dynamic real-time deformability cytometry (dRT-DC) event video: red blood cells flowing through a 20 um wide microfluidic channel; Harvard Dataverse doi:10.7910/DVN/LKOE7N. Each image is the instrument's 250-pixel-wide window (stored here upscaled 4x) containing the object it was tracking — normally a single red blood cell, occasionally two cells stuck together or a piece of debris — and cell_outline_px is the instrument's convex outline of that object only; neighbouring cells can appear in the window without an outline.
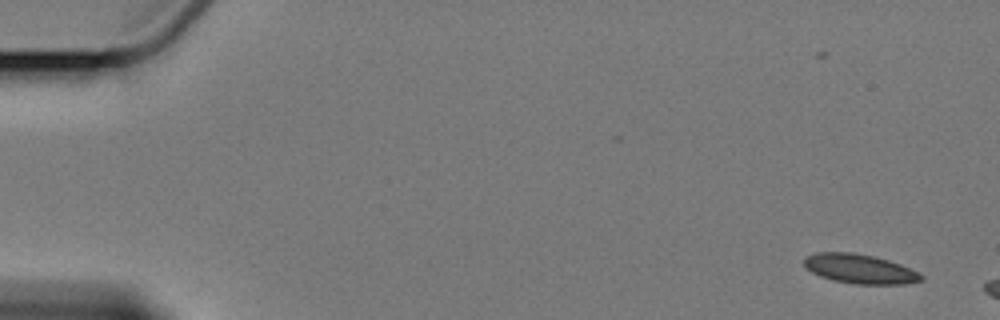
{"species": "Egyptian fruit bat (a non-hibernating species)", "species_latin": "Rousettus aegyptiacus", "temperature_condition": "cold", "stored_images_in_passage": 5, "camera_frame_rate_fps": 3000, "um_per_image_px": 0.085, "animal": {"sex": "female"}, "frame": {"image": 1, "passage_image": 1, "time_ms": 0.0, "image_size_px": [1000, 320], "cell_outline_px": [[924, 280], [904, 284], [856, 284], [832, 280], [820, 276], [812, 272], [804, 264], [804, 256], [816, 252], [852, 252], [872, 256], [888, 260], [900, 264], [924, 276]], "centroid_in_image_um": [73.06, 22.85], "position_along_channel_um": 11.9, "area_um2": 19.94}}